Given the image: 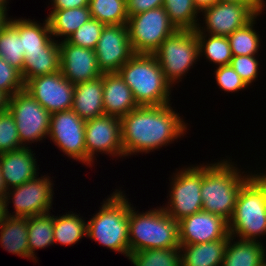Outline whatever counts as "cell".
I'll return each mask as SVG.
<instances>
[{"mask_svg":"<svg viewBox=\"0 0 266 266\" xmlns=\"http://www.w3.org/2000/svg\"><path fill=\"white\" fill-rule=\"evenodd\" d=\"M186 125L171 104L139 106L120 117L124 157L169 145L185 136Z\"/></svg>","mask_w":266,"mask_h":266,"instance_id":"1","label":"cell"},{"mask_svg":"<svg viewBox=\"0 0 266 266\" xmlns=\"http://www.w3.org/2000/svg\"><path fill=\"white\" fill-rule=\"evenodd\" d=\"M230 161L223 159L203 164L201 185L202 211L222 216L227 221L233 216L241 187L252 176L251 172H241L237 164Z\"/></svg>","mask_w":266,"mask_h":266,"instance_id":"2","label":"cell"},{"mask_svg":"<svg viewBox=\"0 0 266 266\" xmlns=\"http://www.w3.org/2000/svg\"><path fill=\"white\" fill-rule=\"evenodd\" d=\"M129 202V254L147 249L179 248V222L162 206L136 212Z\"/></svg>","mask_w":266,"mask_h":266,"instance_id":"3","label":"cell"},{"mask_svg":"<svg viewBox=\"0 0 266 266\" xmlns=\"http://www.w3.org/2000/svg\"><path fill=\"white\" fill-rule=\"evenodd\" d=\"M228 229L231 237L245 241L266 235L265 171L252 173L241 187Z\"/></svg>","mask_w":266,"mask_h":266,"instance_id":"4","label":"cell"},{"mask_svg":"<svg viewBox=\"0 0 266 266\" xmlns=\"http://www.w3.org/2000/svg\"><path fill=\"white\" fill-rule=\"evenodd\" d=\"M139 106L170 104L172 85L153 54L135 53L117 72Z\"/></svg>","mask_w":266,"mask_h":266,"instance_id":"5","label":"cell"},{"mask_svg":"<svg viewBox=\"0 0 266 266\" xmlns=\"http://www.w3.org/2000/svg\"><path fill=\"white\" fill-rule=\"evenodd\" d=\"M110 195L103 200L100 210L87 220L86 237L128 258L129 200L120 189Z\"/></svg>","mask_w":266,"mask_h":266,"instance_id":"6","label":"cell"},{"mask_svg":"<svg viewBox=\"0 0 266 266\" xmlns=\"http://www.w3.org/2000/svg\"><path fill=\"white\" fill-rule=\"evenodd\" d=\"M153 55L165 79L171 85H176L200 59L196 31L176 30L161 43Z\"/></svg>","mask_w":266,"mask_h":266,"instance_id":"7","label":"cell"},{"mask_svg":"<svg viewBox=\"0 0 266 266\" xmlns=\"http://www.w3.org/2000/svg\"><path fill=\"white\" fill-rule=\"evenodd\" d=\"M173 176L170 182L168 204L162 208L179 222L185 217L202 211L203 165L184 167L177 173H173Z\"/></svg>","mask_w":266,"mask_h":266,"instance_id":"8","label":"cell"},{"mask_svg":"<svg viewBox=\"0 0 266 266\" xmlns=\"http://www.w3.org/2000/svg\"><path fill=\"white\" fill-rule=\"evenodd\" d=\"M127 27L133 52L138 54H153L177 30L163 6L130 16Z\"/></svg>","mask_w":266,"mask_h":266,"instance_id":"9","label":"cell"},{"mask_svg":"<svg viewBox=\"0 0 266 266\" xmlns=\"http://www.w3.org/2000/svg\"><path fill=\"white\" fill-rule=\"evenodd\" d=\"M8 110L15 119L23 147L40 142L49 136L51 113L38 103L27 90L18 91L10 97Z\"/></svg>","mask_w":266,"mask_h":266,"instance_id":"10","label":"cell"},{"mask_svg":"<svg viewBox=\"0 0 266 266\" xmlns=\"http://www.w3.org/2000/svg\"><path fill=\"white\" fill-rule=\"evenodd\" d=\"M266 4L224 3L217 1L203 8L204 26L198 25L196 33L229 36L262 14Z\"/></svg>","mask_w":266,"mask_h":266,"instance_id":"11","label":"cell"},{"mask_svg":"<svg viewBox=\"0 0 266 266\" xmlns=\"http://www.w3.org/2000/svg\"><path fill=\"white\" fill-rule=\"evenodd\" d=\"M53 185V181L48 175H41V177L37 176L20 186L9 189L4 197L7 216L31 217L51 213L54 195ZM10 199L15 210L12 215L8 211Z\"/></svg>","mask_w":266,"mask_h":266,"instance_id":"12","label":"cell"},{"mask_svg":"<svg viewBox=\"0 0 266 266\" xmlns=\"http://www.w3.org/2000/svg\"><path fill=\"white\" fill-rule=\"evenodd\" d=\"M48 137L67 157L87 165L85 120L72 109L51 114Z\"/></svg>","mask_w":266,"mask_h":266,"instance_id":"13","label":"cell"},{"mask_svg":"<svg viewBox=\"0 0 266 266\" xmlns=\"http://www.w3.org/2000/svg\"><path fill=\"white\" fill-rule=\"evenodd\" d=\"M87 166H92L98 152L112 157H124L120 118L102 115L85 121ZM96 154V155H95ZM95 157V158H94Z\"/></svg>","mask_w":266,"mask_h":266,"instance_id":"14","label":"cell"},{"mask_svg":"<svg viewBox=\"0 0 266 266\" xmlns=\"http://www.w3.org/2000/svg\"><path fill=\"white\" fill-rule=\"evenodd\" d=\"M24 89L51 114L72 108L75 85L61 71L31 78Z\"/></svg>","mask_w":266,"mask_h":266,"instance_id":"15","label":"cell"},{"mask_svg":"<svg viewBox=\"0 0 266 266\" xmlns=\"http://www.w3.org/2000/svg\"><path fill=\"white\" fill-rule=\"evenodd\" d=\"M94 51L102 73H117L135 54L127 25H105Z\"/></svg>","mask_w":266,"mask_h":266,"instance_id":"16","label":"cell"},{"mask_svg":"<svg viewBox=\"0 0 266 266\" xmlns=\"http://www.w3.org/2000/svg\"><path fill=\"white\" fill-rule=\"evenodd\" d=\"M228 221L222 216L200 211L179 221L180 245L229 239Z\"/></svg>","mask_w":266,"mask_h":266,"instance_id":"17","label":"cell"},{"mask_svg":"<svg viewBox=\"0 0 266 266\" xmlns=\"http://www.w3.org/2000/svg\"><path fill=\"white\" fill-rule=\"evenodd\" d=\"M60 71L72 84L91 81L102 76L96 53L93 49L83 48L59 41Z\"/></svg>","mask_w":266,"mask_h":266,"instance_id":"18","label":"cell"},{"mask_svg":"<svg viewBox=\"0 0 266 266\" xmlns=\"http://www.w3.org/2000/svg\"><path fill=\"white\" fill-rule=\"evenodd\" d=\"M33 152L30 147H22L0 154V171L8 190L39 176Z\"/></svg>","mask_w":266,"mask_h":266,"instance_id":"19","label":"cell"},{"mask_svg":"<svg viewBox=\"0 0 266 266\" xmlns=\"http://www.w3.org/2000/svg\"><path fill=\"white\" fill-rule=\"evenodd\" d=\"M105 115L123 117L139 107L129 86L118 73H103Z\"/></svg>","mask_w":266,"mask_h":266,"instance_id":"20","label":"cell"},{"mask_svg":"<svg viewBox=\"0 0 266 266\" xmlns=\"http://www.w3.org/2000/svg\"><path fill=\"white\" fill-rule=\"evenodd\" d=\"M81 119L105 115L103 105V74L91 81L75 84L71 108Z\"/></svg>","mask_w":266,"mask_h":266,"instance_id":"21","label":"cell"},{"mask_svg":"<svg viewBox=\"0 0 266 266\" xmlns=\"http://www.w3.org/2000/svg\"><path fill=\"white\" fill-rule=\"evenodd\" d=\"M228 240L180 245L181 266H221Z\"/></svg>","mask_w":266,"mask_h":266,"instance_id":"22","label":"cell"},{"mask_svg":"<svg viewBox=\"0 0 266 266\" xmlns=\"http://www.w3.org/2000/svg\"><path fill=\"white\" fill-rule=\"evenodd\" d=\"M229 236L221 266H260L266 260L261 241H245Z\"/></svg>","mask_w":266,"mask_h":266,"instance_id":"23","label":"cell"},{"mask_svg":"<svg viewBox=\"0 0 266 266\" xmlns=\"http://www.w3.org/2000/svg\"><path fill=\"white\" fill-rule=\"evenodd\" d=\"M60 71V48L58 40H54L44 51L24 54L23 73L24 84L31 78L54 74Z\"/></svg>","mask_w":266,"mask_h":266,"instance_id":"24","label":"cell"},{"mask_svg":"<svg viewBox=\"0 0 266 266\" xmlns=\"http://www.w3.org/2000/svg\"><path fill=\"white\" fill-rule=\"evenodd\" d=\"M9 23L18 31L22 38L24 54L28 52L44 51L55 38L52 37L47 18L43 24L24 18H11Z\"/></svg>","mask_w":266,"mask_h":266,"instance_id":"25","label":"cell"},{"mask_svg":"<svg viewBox=\"0 0 266 266\" xmlns=\"http://www.w3.org/2000/svg\"><path fill=\"white\" fill-rule=\"evenodd\" d=\"M0 245L9 253L30 258L28 248L27 217L7 216L0 224Z\"/></svg>","mask_w":266,"mask_h":266,"instance_id":"26","label":"cell"},{"mask_svg":"<svg viewBox=\"0 0 266 266\" xmlns=\"http://www.w3.org/2000/svg\"><path fill=\"white\" fill-rule=\"evenodd\" d=\"M49 23L52 37L62 36L61 40H67L81 25L91 19L89 7H77L73 9L52 10L46 17Z\"/></svg>","mask_w":266,"mask_h":266,"instance_id":"27","label":"cell"},{"mask_svg":"<svg viewBox=\"0 0 266 266\" xmlns=\"http://www.w3.org/2000/svg\"><path fill=\"white\" fill-rule=\"evenodd\" d=\"M50 213L27 217L28 248L31 260L37 262L35 250L54 244V215Z\"/></svg>","mask_w":266,"mask_h":266,"instance_id":"28","label":"cell"},{"mask_svg":"<svg viewBox=\"0 0 266 266\" xmlns=\"http://www.w3.org/2000/svg\"><path fill=\"white\" fill-rule=\"evenodd\" d=\"M79 216L73 212H67L59 217L54 215V243L68 246L76 244L84 236L86 237L87 222Z\"/></svg>","mask_w":266,"mask_h":266,"instance_id":"29","label":"cell"},{"mask_svg":"<svg viewBox=\"0 0 266 266\" xmlns=\"http://www.w3.org/2000/svg\"><path fill=\"white\" fill-rule=\"evenodd\" d=\"M199 56L218 66L230 65L233 57L227 36L196 33Z\"/></svg>","mask_w":266,"mask_h":266,"instance_id":"30","label":"cell"},{"mask_svg":"<svg viewBox=\"0 0 266 266\" xmlns=\"http://www.w3.org/2000/svg\"><path fill=\"white\" fill-rule=\"evenodd\" d=\"M163 8L177 30H196L200 24L193 0H164Z\"/></svg>","mask_w":266,"mask_h":266,"instance_id":"31","label":"cell"},{"mask_svg":"<svg viewBox=\"0 0 266 266\" xmlns=\"http://www.w3.org/2000/svg\"><path fill=\"white\" fill-rule=\"evenodd\" d=\"M88 7L91 18L104 25H127L126 0H89Z\"/></svg>","mask_w":266,"mask_h":266,"instance_id":"32","label":"cell"},{"mask_svg":"<svg viewBox=\"0 0 266 266\" xmlns=\"http://www.w3.org/2000/svg\"><path fill=\"white\" fill-rule=\"evenodd\" d=\"M24 52L22 38L19 36L18 31L8 23L0 31V56L22 74Z\"/></svg>","mask_w":266,"mask_h":266,"instance_id":"33","label":"cell"},{"mask_svg":"<svg viewBox=\"0 0 266 266\" xmlns=\"http://www.w3.org/2000/svg\"><path fill=\"white\" fill-rule=\"evenodd\" d=\"M257 16L245 26L235 30L227 36L233 56L257 55L260 44V35L255 31Z\"/></svg>","mask_w":266,"mask_h":266,"instance_id":"34","label":"cell"},{"mask_svg":"<svg viewBox=\"0 0 266 266\" xmlns=\"http://www.w3.org/2000/svg\"><path fill=\"white\" fill-rule=\"evenodd\" d=\"M128 260L134 266H181L179 248L142 250L130 253Z\"/></svg>","mask_w":266,"mask_h":266,"instance_id":"35","label":"cell"},{"mask_svg":"<svg viewBox=\"0 0 266 266\" xmlns=\"http://www.w3.org/2000/svg\"><path fill=\"white\" fill-rule=\"evenodd\" d=\"M104 26L100 21L91 18L81 25L67 41L73 45L94 50Z\"/></svg>","mask_w":266,"mask_h":266,"instance_id":"36","label":"cell"},{"mask_svg":"<svg viewBox=\"0 0 266 266\" xmlns=\"http://www.w3.org/2000/svg\"><path fill=\"white\" fill-rule=\"evenodd\" d=\"M22 147L13 115L9 110L0 113V154Z\"/></svg>","mask_w":266,"mask_h":266,"instance_id":"37","label":"cell"},{"mask_svg":"<svg viewBox=\"0 0 266 266\" xmlns=\"http://www.w3.org/2000/svg\"><path fill=\"white\" fill-rule=\"evenodd\" d=\"M23 89L24 82L20 71L0 56V91L11 97Z\"/></svg>","mask_w":266,"mask_h":266,"instance_id":"38","label":"cell"},{"mask_svg":"<svg viewBox=\"0 0 266 266\" xmlns=\"http://www.w3.org/2000/svg\"><path fill=\"white\" fill-rule=\"evenodd\" d=\"M214 72L216 83L222 91L232 93L249 87L231 65L218 66Z\"/></svg>","mask_w":266,"mask_h":266,"instance_id":"39","label":"cell"},{"mask_svg":"<svg viewBox=\"0 0 266 266\" xmlns=\"http://www.w3.org/2000/svg\"><path fill=\"white\" fill-rule=\"evenodd\" d=\"M230 65L248 86L255 82L259 75V61L256 55L233 56Z\"/></svg>","mask_w":266,"mask_h":266,"instance_id":"40","label":"cell"},{"mask_svg":"<svg viewBox=\"0 0 266 266\" xmlns=\"http://www.w3.org/2000/svg\"><path fill=\"white\" fill-rule=\"evenodd\" d=\"M128 16L163 6L164 0H126Z\"/></svg>","mask_w":266,"mask_h":266,"instance_id":"41","label":"cell"},{"mask_svg":"<svg viewBox=\"0 0 266 266\" xmlns=\"http://www.w3.org/2000/svg\"><path fill=\"white\" fill-rule=\"evenodd\" d=\"M52 10L73 9L77 7H88L89 0H51Z\"/></svg>","mask_w":266,"mask_h":266,"instance_id":"42","label":"cell"},{"mask_svg":"<svg viewBox=\"0 0 266 266\" xmlns=\"http://www.w3.org/2000/svg\"><path fill=\"white\" fill-rule=\"evenodd\" d=\"M9 100L10 97L6 93L0 91V113L8 110Z\"/></svg>","mask_w":266,"mask_h":266,"instance_id":"43","label":"cell"},{"mask_svg":"<svg viewBox=\"0 0 266 266\" xmlns=\"http://www.w3.org/2000/svg\"><path fill=\"white\" fill-rule=\"evenodd\" d=\"M219 0H193L195 6L201 11L203 8L213 5Z\"/></svg>","mask_w":266,"mask_h":266,"instance_id":"44","label":"cell"},{"mask_svg":"<svg viewBox=\"0 0 266 266\" xmlns=\"http://www.w3.org/2000/svg\"><path fill=\"white\" fill-rule=\"evenodd\" d=\"M224 3L266 4L263 0H219Z\"/></svg>","mask_w":266,"mask_h":266,"instance_id":"45","label":"cell"},{"mask_svg":"<svg viewBox=\"0 0 266 266\" xmlns=\"http://www.w3.org/2000/svg\"><path fill=\"white\" fill-rule=\"evenodd\" d=\"M7 11L0 7V31L9 23L10 18L7 17Z\"/></svg>","mask_w":266,"mask_h":266,"instance_id":"46","label":"cell"},{"mask_svg":"<svg viewBox=\"0 0 266 266\" xmlns=\"http://www.w3.org/2000/svg\"><path fill=\"white\" fill-rule=\"evenodd\" d=\"M6 217L7 214H6L5 198L0 197V224L4 221Z\"/></svg>","mask_w":266,"mask_h":266,"instance_id":"47","label":"cell"},{"mask_svg":"<svg viewBox=\"0 0 266 266\" xmlns=\"http://www.w3.org/2000/svg\"><path fill=\"white\" fill-rule=\"evenodd\" d=\"M8 191L9 190L5 184L4 178L2 176V172L0 171V197L4 198Z\"/></svg>","mask_w":266,"mask_h":266,"instance_id":"48","label":"cell"},{"mask_svg":"<svg viewBox=\"0 0 266 266\" xmlns=\"http://www.w3.org/2000/svg\"><path fill=\"white\" fill-rule=\"evenodd\" d=\"M8 1L7 0H0V7L7 10V4L9 3Z\"/></svg>","mask_w":266,"mask_h":266,"instance_id":"49","label":"cell"},{"mask_svg":"<svg viewBox=\"0 0 266 266\" xmlns=\"http://www.w3.org/2000/svg\"><path fill=\"white\" fill-rule=\"evenodd\" d=\"M265 201H266V171H265Z\"/></svg>","mask_w":266,"mask_h":266,"instance_id":"50","label":"cell"},{"mask_svg":"<svg viewBox=\"0 0 266 266\" xmlns=\"http://www.w3.org/2000/svg\"><path fill=\"white\" fill-rule=\"evenodd\" d=\"M260 266H266V260Z\"/></svg>","mask_w":266,"mask_h":266,"instance_id":"51","label":"cell"}]
</instances>
